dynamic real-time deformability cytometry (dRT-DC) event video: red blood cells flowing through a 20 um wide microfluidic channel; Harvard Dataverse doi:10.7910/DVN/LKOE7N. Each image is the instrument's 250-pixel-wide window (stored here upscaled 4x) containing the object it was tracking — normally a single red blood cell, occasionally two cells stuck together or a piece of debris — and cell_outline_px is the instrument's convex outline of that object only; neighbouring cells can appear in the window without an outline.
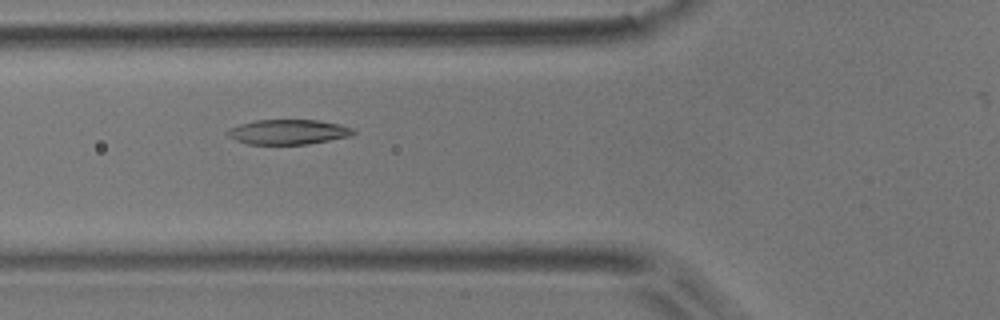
{"species": "common noctule bat (a hibernating species)", "species_latin": "Nyctalus noctula", "temperature_condition": "room temperature", "stored_images_in_passage": 6, "camera_frame_rate_fps": 3000, "um_per_image_px": 0.085, "animal": {"sex": "male", "body_mass_g": 17.9}, "frame": {"image": 1, "passage_image": 2, "time_ms": 0.333, "image_size_px": [1000, 320], "cell_outline_px": [[356, 132], [348, 136], [308, 144], [248, 144], [236, 140], [228, 136], [224, 132], [228, 128], [240, 124], [256, 120], [316, 120], [340, 124], [352, 128]], "centroid_in_image_um": [24.44, 11.21], "position_along_channel_um": 101.4, "area_um2": 18.15}}
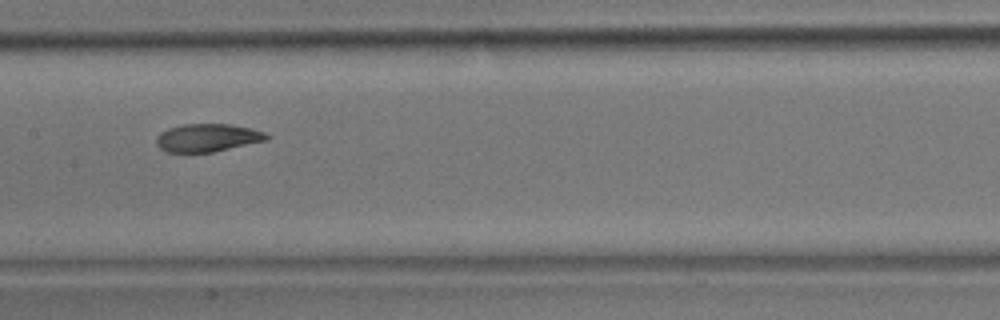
{"frame": {"image": 2, "passage_image": 4, "time_ms": 1.0, "image_size_px": [1000, 320], "cell_outline_px": [[272, 136], [268, 140], [212, 152], [164, 152], [156, 144], [156, 136], [160, 132], [168, 128], [184, 124], [228, 124], [252, 128], [264, 132]], "centroid_in_image_um": [17.64, 11.71], "position_along_channel_um": 189.8, "area_um2": 18.09}}
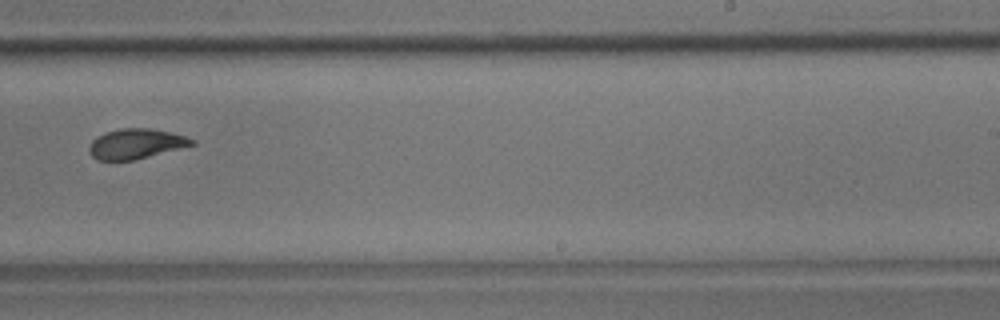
{"frame": {"image": 3, "passage_image": 6, "time_ms": 1.667, "image_size_px": [1000, 320], "cell_outline_px": [[196, 144], [132, 160], [96, 160], [88, 152], [88, 148], [92, 140], [96, 136], [104, 132], [120, 128], [148, 128], [172, 132], [196, 140]], "centroid_in_image_um": [11.52, 12.21], "position_along_channel_um": 277.5, "area_um2": 17.98}}